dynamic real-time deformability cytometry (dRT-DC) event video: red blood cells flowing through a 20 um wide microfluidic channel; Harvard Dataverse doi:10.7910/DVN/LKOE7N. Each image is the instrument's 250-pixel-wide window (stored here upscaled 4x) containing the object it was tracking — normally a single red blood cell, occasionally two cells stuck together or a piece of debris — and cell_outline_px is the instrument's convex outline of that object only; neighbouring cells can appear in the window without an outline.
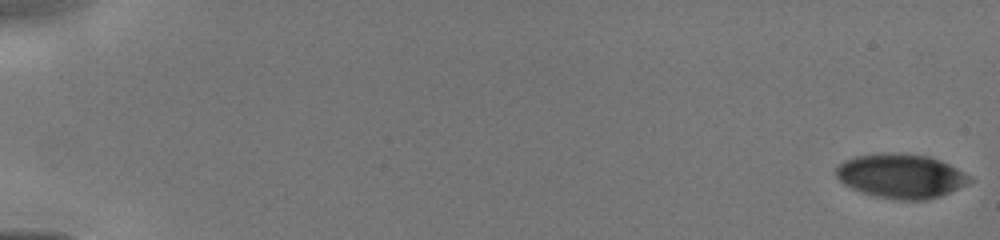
{"species": "human", "species_latin": "Homo sapiens", "temperature_condition": "cold", "stored_images_in_passage": 24, "camera_frame_rate_fps": 3000, "um_per_image_px": 0.085, "donor": {"sex": "male"}, "frame": {"image": 1, "passage_image": 1, "time_ms": 0.0, "image_size_px": [1000, 240], "cell_outline_px": [[972, 180], [940, 196], [924, 200], [896, 200], [876, 196], [860, 192], [844, 184], [836, 176], [836, 164], [844, 160], [856, 156], [884, 152], [892, 152], [928, 156], [940, 160], [972, 176]], "centroid_in_image_um": [76.53, 14.95], "position_along_channel_um": 8.5, "area_um2": 34.39}}
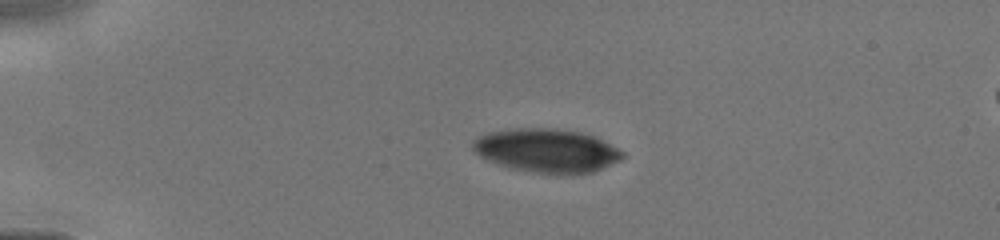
{"frame": {"image": 2, "passage_image": 13, "time_ms": 3.667, "image_size_px": [1000, 240], "cell_outline_px": [[624, 156], [620, 160], [592, 172], [564, 176], [536, 172], [512, 168], [488, 160], [480, 156], [472, 148], [472, 144], [480, 136], [488, 132], [512, 128], [556, 128], [580, 132], [596, 136], [624, 152]], "centroid_in_image_um": [46.51, 12.8], "position_along_channel_um": 38.5, "area_um2": 38.15}}
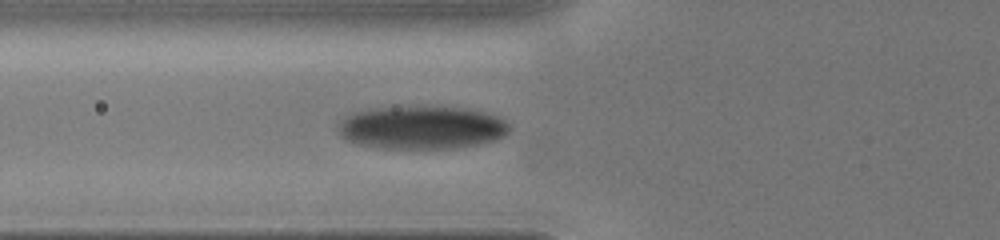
{"frame": {"image": 3, "passage_image": 24, "time_ms": 6.0, "image_size_px": [1000, 240], "cell_outline_px": [[508, 132], [504, 136], [496, 140], [480, 144], [456, 148], [380, 148], [356, 144], [344, 140], [340, 132], [340, 124], [348, 116], [356, 112], [368, 108], [420, 104], [468, 108], [484, 112], [496, 116], [504, 120], [508, 124]], "centroid_in_image_um": [35.86, 10.81], "position_along_channel_um": 89.9, "area_um2": 43.81}}